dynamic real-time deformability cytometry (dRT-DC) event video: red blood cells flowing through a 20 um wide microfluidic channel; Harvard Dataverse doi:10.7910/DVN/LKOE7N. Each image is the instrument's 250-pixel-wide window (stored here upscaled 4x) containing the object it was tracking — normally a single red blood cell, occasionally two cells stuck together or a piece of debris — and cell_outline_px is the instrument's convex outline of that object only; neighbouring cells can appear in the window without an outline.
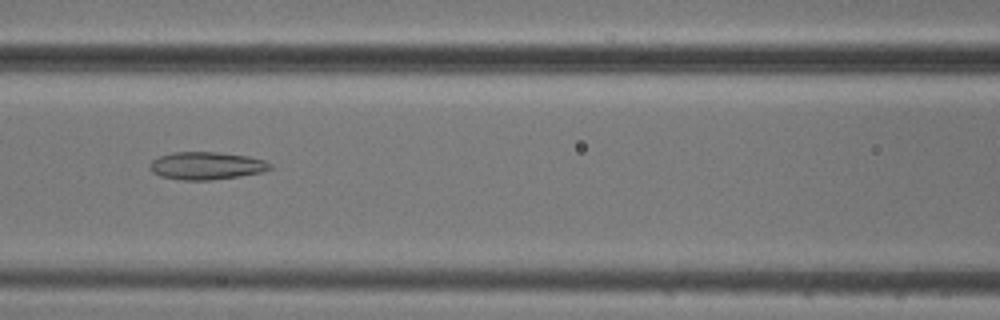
{"species": "common noctule bat (a hibernating species)", "species_latin": "Nyctalus noctula", "temperature_condition": "cold", "stored_images_in_passage": 6, "camera_frame_rate_fps": 3000, "um_per_image_px": 0.085, "animal": {"sex": "male", "body_mass_g": 20.5, "forearm_length_mm": 52.5}, "frame": {"image": 1, "passage_image": 4, "time_ms": 3.333, "image_size_px": [1000, 320], "cell_outline_px": [[272, 168], [260, 172], [240, 176], [212, 180], [180, 180], [160, 176], [152, 172], [148, 168], [148, 164], [152, 160], [160, 156], [172, 152], [216, 152], [248, 156], [264, 160], [272, 164]], "centroid_in_image_um": [17.51, 14.09], "position_along_channel_um": 149.1, "area_um2": 19.48}}
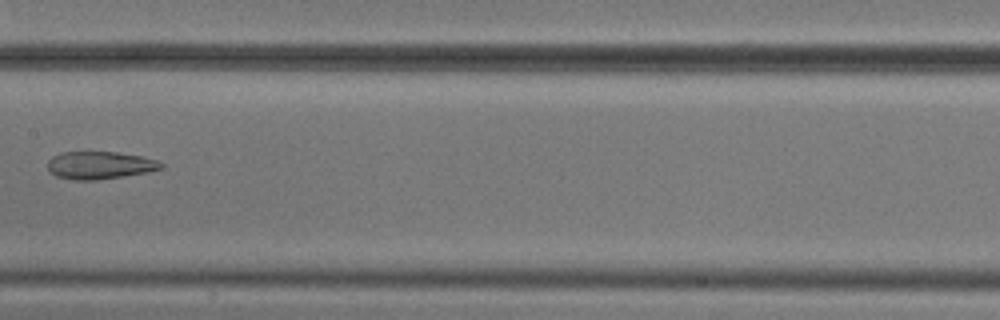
{"frame": {"image": 2, "passage_image": 5, "time_ms": 4.667, "image_size_px": [1000, 320], "cell_outline_px": [[164, 168], [148, 172], [96, 180], [76, 180], [56, 176], [48, 168], [48, 160], [52, 156], [60, 152], [116, 152], [144, 156], [156, 160], [164, 164]], "centroid_in_image_um": [8.51, 14.03], "position_along_channel_um": 198.9, "area_um2": 18.26}}
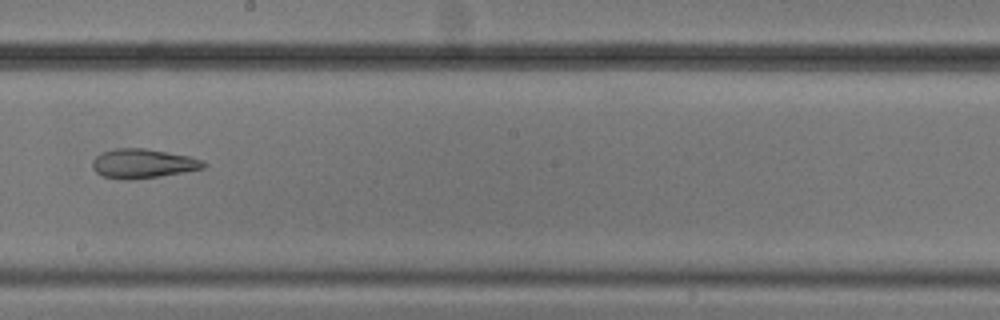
{"frame": {"image": 3, "passage_image": 6, "time_ms": 5.667, "image_size_px": [1000, 320], "cell_outline_px": [[208, 164], [204, 168], [184, 172], [160, 176], [132, 180], [124, 180], [104, 176], [96, 172], [92, 168], [92, 160], [100, 152], [116, 148], [144, 148], [188, 156], [200, 160]], "centroid_in_image_um": [12.11, 13.9], "position_along_channel_um": 236.1, "area_um2": 18.96}}